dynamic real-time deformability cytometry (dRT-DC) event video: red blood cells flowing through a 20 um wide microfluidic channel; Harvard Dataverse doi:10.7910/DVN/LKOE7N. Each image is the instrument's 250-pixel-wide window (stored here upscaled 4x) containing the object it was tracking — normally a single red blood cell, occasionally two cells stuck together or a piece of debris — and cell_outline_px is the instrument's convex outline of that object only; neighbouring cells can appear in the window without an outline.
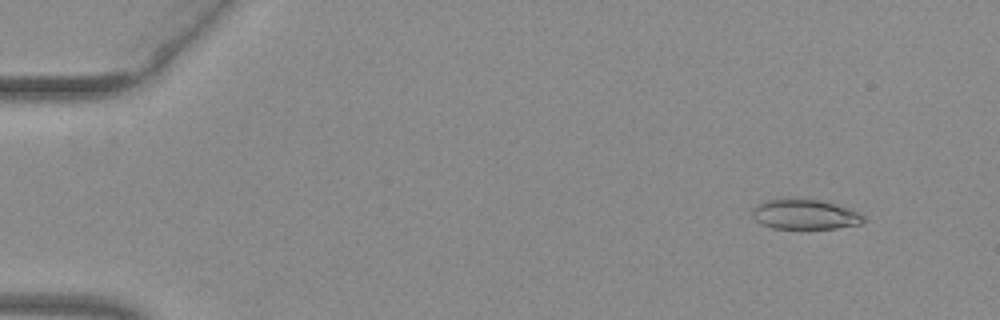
{"species": "common noctule bat (a hibernating species)", "species_latin": "Nyctalus noctula", "temperature_condition": "warm", "stored_images_in_passage": 54, "camera_frame_rate_fps": 3000, "um_per_image_px": 0.085, "animal": {"sex": "female", "body_mass_g": 29.2, "forearm_length_mm": 56.3}, "frame": {"image": 1, "passage_image": 6, "time_ms": 1.667, "image_size_px": [1000, 320], "cell_outline_px": [[864, 220], [860, 224], [836, 228], [772, 228], [760, 224], [752, 216], [752, 208], [756, 204], [764, 200], [780, 196], [800, 196], [820, 200], [848, 208], [860, 212], [864, 216]], "centroid_in_image_um": [68.33, 18.16], "position_along_channel_um": 16.7, "area_um2": 20.23}}
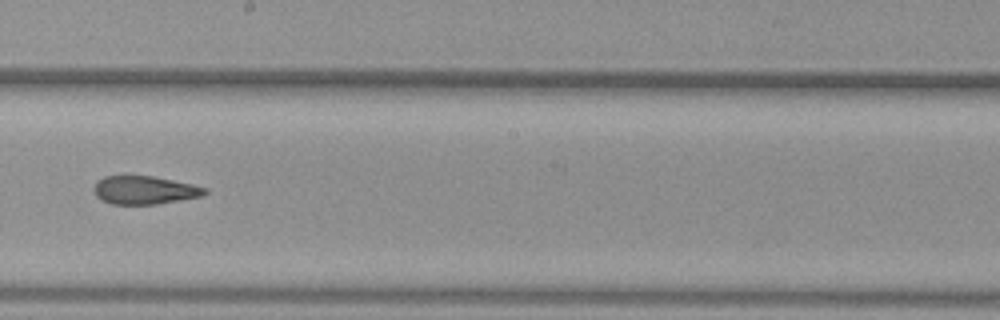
{"frame": {"image": 2, "passage_image": 32, "time_ms": 10.333, "image_size_px": [1000, 320], "cell_outline_px": [[208, 192], [200, 196], [180, 200], [156, 204], [112, 204], [100, 200], [96, 196], [92, 188], [96, 180], [104, 176], [152, 176], [192, 184], [208, 188]], "centroid_in_image_um": [12.24, 16.16], "position_along_channel_um": 236.0, "area_um2": 18.32}}
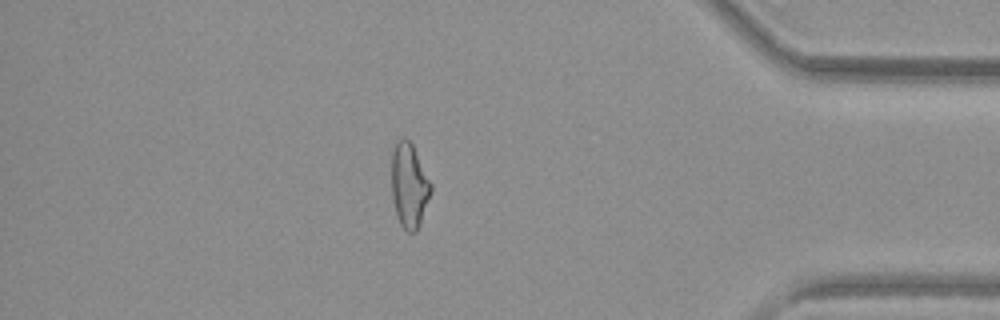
{"frame": {"image": 3, "passage_image": 47, "time_ms": 15.333, "image_size_px": [1000, 320], "cell_outline_px": [[432, 192], [420, 224], [416, 232], [408, 232], [400, 224], [396, 216], [392, 200], [392, 152], [396, 144], [404, 136], [412, 144], [432, 184]], "centroid_in_image_um": [34.79, 15.8], "position_along_channel_um": 400.4, "area_um2": 19.42}, "authors_computed_cell_mechanics": {"area_um2": 19.8254, "velocity_mm_per_s": 3.9802, "shape_relaxation_time_tau1_ms": null, "shape_relaxation_time_tau2_ms": 3.0466, "deformation_change_tau1": null, "deformation_change_tau2": 0.114}}